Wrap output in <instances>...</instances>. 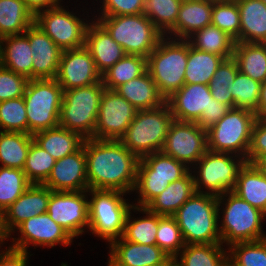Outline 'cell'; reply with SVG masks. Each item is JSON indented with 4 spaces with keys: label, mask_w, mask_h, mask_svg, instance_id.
<instances>
[{
    "label": "cell",
    "mask_w": 266,
    "mask_h": 266,
    "mask_svg": "<svg viewBox=\"0 0 266 266\" xmlns=\"http://www.w3.org/2000/svg\"><path fill=\"white\" fill-rule=\"evenodd\" d=\"M83 147L88 190L133 191L139 158L120 140L88 138Z\"/></svg>",
    "instance_id": "cell-1"
},
{
    "label": "cell",
    "mask_w": 266,
    "mask_h": 266,
    "mask_svg": "<svg viewBox=\"0 0 266 266\" xmlns=\"http://www.w3.org/2000/svg\"><path fill=\"white\" fill-rule=\"evenodd\" d=\"M173 217L185 245L221 244L217 196L195 192Z\"/></svg>",
    "instance_id": "cell-2"
},
{
    "label": "cell",
    "mask_w": 266,
    "mask_h": 266,
    "mask_svg": "<svg viewBox=\"0 0 266 266\" xmlns=\"http://www.w3.org/2000/svg\"><path fill=\"white\" fill-rule=\"evenodd\" d=\"M217 198L219 213L223 208L221 210L223 220H219L222 245L231 246L239 242L258 241L266 238L261 224L265 218L263 212L251 206L232 191L219 195ZM221 204H224L225 208Z\"/></svg>",
    "instance_id": "cell-3"
},
{
    "label": "cell",
    "mask_w": 266,
    "mask_h": 266,
    "mask_svg": "<svg viewBox=\"0 0 266 266\" xmlns=\"http://www.w3.org/2000/svg\"><path fill=\"white\" fill-rule=\"evenodd\" d=\"M187 60L188 41L165 36L147 57V71L165 100L185 84Z\"/></svg>",
    "instance_id": "cell-4"
},
{
    "label": "cell",
    "mask_w": 266,
    "mask_h": 266,
    "mask_svg": "<svg viewBox=\"0 0 266 266\" xmlns=\"http://www.w3.org/2000/svg\"><path fill=\"white\" fill-rule=\"evenodd\" d=\"M174 120L167 103L155 109L138 110L119 140L139 159L160 152Z\"/></svg>",
    "instance_id": "cell-5"
},
{
    "label": "cell",
    "mask_w": 266,
    "mask_h": 266,
    "mask_svg": "<svg viewBox=\"0 0 266 266\" xmlns=\"http://www.w3.org/2000/svg\"><path fill=\"white\" fill-rule=\"evenodd\" d=\"M97 22L122 46L125 54L145 58L155 49L164 34L145 14L99 16Z\"/></svg>",
    "instance_id": "cell-6"
},
{
    "label": "cell",
    "mask_w": 266,
    "mask_h": 266,
    "mask_svg": "<svg viewBox=\"0 0 266 266\" xmlns=\"http://www.w3.org/2000/svg\"><path fill=\"white\" fill-rule=\"evenodd\" d=\"M189 171L190 168L184 163L164 154L162 151L140 158L133 189V192L136 191L139 194V198L137 204L133 205L146 207L171 182L183 178Z\"/></svg>",
    "instance_id": "cell-7"
},
{
    "label": "cell",
    "mask_w": 266,
    "mask_h": 266,
    "mask_svg": "<svg viewBox=\"0 0 266 266\" xmlns=\"http://www.w3.org/2000/svg\"><path fill=\"white\" fill-rule=\"evenodd\" d=\"M106 88L102 80L88 86L65 90L59 126L78 132L83 138H93L101 97Z\"/></svg>",
    "instance_id": "cell-8"
},
{
    "label": "cell",
    "mask_w": 266,
    "mask_h": 266,
    "mask_svg": "<svg viewBox=\"0 0 266 266\" xmlns=\"http://www.w3.org/2000/svg\"><path fill=\"white\" fill-rule=\"evenodd\" d=\"M63 88L56 79H30L25 94L28 134L59 126Z\"/></svg>",
    "instance_id": "cell-9"
},
{
    "label": "cell",
    "mask_w": 266,
    "mask_h": 266,
    "mask_svg": "<svg viewBox=\"0 0 266 266\" xmlns=\"http://www.w3.org/2000/svg\"><path fill=\"white\" fill-rule=\"evenodd\" d=\"M89 230L109 244L123 235L125 220L133 204L123 198L126 193L116 190H88Z\"/></svg>",
    "instance_id": "cell-10"
},
{
    "label": "cell",
    "mask_w": 266,
    "mask_h": 266,
    "mask_svg": "<svg viewBox=\"0 0 266 266\" xmlns=\"http://www.w3.org/2000/svg\"><path fill=\"white\" fill-rule=\"evenodd\" d=\"M255 113L231 108L214 126L207 130L208 150L232 153L247 159Z\"/></svg>",
    "instance_id": "cell-11"
},
{
    "label": "cell",
    "mask_w": 266,
    "mask_h": 266,
    "mask_svg": "<svg viewBox=\"0 0 266 266\" xmlns=\"http://www.w3.org/2000/svg\"><path fill=\"white\" fill-rule=\"evenodd\" d=\"M245 163L246 159L241 156L208 150L195 164V168L192 167L198 170L197 177L192 175L196 192L219 196L233 191L239 171ZM202 187L207 191H203Z\"/></svg>",
    "instance_id": "cell-12"
},
{
    "label": "cell",
    "mask_w": 266,
    "mask_h": 266,
    "mask_svg": "<svg viewBox=\"0 0 266 266\" xmlns=\"http://www.w3.org/2000/svg\"><path fill=\"white\" fill-rule=\"evenodd\" d=\"M86 22L61 5L40 11L34 18V23L62 51L85 46L86 30L90 24Z\"/></svg>",
    "instance_id": "cell-13"
},
{
    "label": "cell",
    "mask_w": 266,
    "mask_h": 266,
    "mask_svg": "<svg viewBox=\"0 0 266 266\" xmlns=\"http://www.w3.org/2000/svg\"><path fill=\"white\" fill-rule=\"evenodd\" d=\"M88 190L52 191L48 202L47 213L73 239L89 229Z\"/></svg>",
    "instance_id": "cell-14"
},
{
    "label": "cell",
    "mask_w": 266,
    "mask_h": 266,
    "mask_svg": "<svg viewBox=\"0 0 266 266\" xmlns=\"http://www.w3.org/2000/svg\"><path fill=\"white\" fill-rule=\"evenodd\" d=\"M208 151L207 131L196 122L174 120L166 136L162 152L184 163L195 165Z\"/></svg>",
    "instance_id": "cell-15"
},
{
    "label": "cell",
    "mask_w": 266,
    "mask_h": 266,
    "mask_svg": "<svg viewBox=\"0 0 266 266\" xmlns=\"http://www.w3.org/2000/svg\"><path fill=\"white\" fill-rule=\"evenodd\" d=\"M136 113L137 109L115 90L105 89L99 105L93 138L119 140Z\"/></svg>",
    "instance_id": "cell-16"
},
{
    "label": "cell",
    "mask_w": 266,
    "mask_h": 266,
    "mask_svg": "<svg viewBox=\"0 0 266 266\" xmlns=\"http://www.w3.org/2000/svg\"><path fill=\"white\" fill-rule=\"evenodd\" d=\"M20 232V237L12 238L14 249L27 251L29 245L54 247L56 244L71 245L73 238L53 221L49 214L43 213L21 223L15 231Z\"/></svg>",
    "instance_id": "cell-17"
},
{
    "label": "cell",
    "mask_w": 266,
    "mask_h": 266,
    "mask_svg": "<svg viewBox=\"0 0 266 266\" xmlns=\"http://www.w3.org/2000/svg\"><path fill=\"white\" fill-rule=\"evenodd\" d=\"M56 80L65 91L98 83L101 81V74L84 46L62 51Z\"/></svg>",
    "instance_id": "cell-18"
},
{
    "label": "cell",
    "mask_w": 266,
    "mask_h": 266,
    "mask_svg": "<svg viewBox=\"0 0 266 266\" xmlns=\"http://www.w3.org/2000/svg\"><path fill=\"white\" fill-rule=\"evenodd\" d=\"M43 185L51 191L88 190L86 155L83 145L76 152L57 160Z\"/></svg>",
    "instance_id": "cell-19"
},
{
    "label": "cell",
    "mask_w": 266,
    "mask_h": 266,
    "mask_svg": "<svg viewBox=\"0 0 266 266\" xmlns=\"http://www.w3.org/2000/svg\"><path fill=\"white\" fill-rule=\"evenodd\" d=\"M109 246L108 266H168L173 261L157 245L133 243L121 237Z\"/></svg>",
    "instance_id": "cell-20"
},
{
    "label": "cell",
    "mask_w": 266,
    "mask_h": 266,
    "mask_svg": "<svg viewBox=\"0 0 266 266\" xmlns=\"http://www.w3.org/2000/svg\"><path fill=\"white\" fill-rule=\"evenodd\" d=\"M51 190L43 184H31L3 212V227L8 237L24 221L47 212Z\"/></svg>",
    "instance_id": "cell-21"
},
{
    "label": "cell",
    "mask_w": 266,
    "mask_h": 266,
    "mask_svg": "<svg viewBox=\"0 0 266 266\" xmlns=\"http://www.w3.org/2000/svg\"><path fill=\"white\" fill-rule=\"evenodd\" d=\"M24 34L32 50V79H56L62 50L33 23Z\"/></svg>",
    "instance_id": "cell-22"
},
{
    "label": "cell",
    "mask_w": 266,
    "mask_h": 266,
    "mask_svg": "<svg viewBox=\"0 0 266 266\" xmlns=\"http://www.w3.org/2000/svg\"><path fill=\"white\" fill-rule=\"evenodd\" d=\"M213 99L208 85L184 84L166 103L175 120L196 122Z\"/></svg>",
    "instance_id": "cell-23"
},
{
    "label": "cell",
    "mask_w": 266,
    "mask_h": 266,
    "mask_svg": "<svg viewBox=\"0 0 266 266\" xmlns=\"http://www.w3.org/2000/svg\"><path fill=\"white\" fill-rule=\"evenodd\" d=\"M85 47L101 75L125 56L122 46L96 20L90 22L86 30Z\"/></svg>",
    "instance_id": "cell-24"
},
{
    "label": "cell",
    "mask_w": 266,
    "mask_h": 266,
    "mask_svg": "<svg viewBox=\"0 0 266 266\" xmlns=\"http://www.w3.org/2000/svg\"><path fill=\"white\" fill-rule=\"evenodd\" d=\"M212 9L211 1L183 0L175 26L167 33L170 36L165 37L186 40L195 31L211 25Z\"/></svg>",
    "instance_id": "cell-25"
},
{
    "label": "cell",
    "mask_w": 266,
    "mask_h": 266,
    "mask_svg": "<svg viewBox=\"0 0 266 266\" xmlns=\"http://www.w3.org/2000/svg\"><path fill=\"white\" fill-rule=\"evenodd\" d=\"M115 91L131 103L137 111L155 109L166 103L148 71L118 86Z\"/></svg>",
    "instance_id": "cell-26"
},
{
    "label": "cell",
    "mask_w": 266,
    "mask_h": 266,
    "mask_svg": "<svg viewBox=\"0 0 266 266\" xmlns=\"http://www.w3.org/2000/svg\"><path fill=\"white\" fill-rule=\"evenodd\" d=\"M191 172V173H190ZM192 168L183 177L171 182L145 208L162 216H173L178 209L196 192Z\"/></svg>",
    "instance_id": "cell-27"
},
{
    "label": "cell",
    "mask_w": 266,
    "mask_h": 266,
    "mask_svg": "<svg viewBox=\"0 0 266 266\" xmlns=\"http://www.w3.org/2000/svg\"><path fill=\"white\" fill-rule=\"evenodd\" d=\"M240 12V42L266 43V4L262 0H235Z\"/></svg>",
    "instance_id": "cell-28"
},
{
    "label": "cell",
    "mask_w": 266,
    "mask_h": 266,
    "mask_svg": "<svg viewBox=\"0 0 266 266\" xmlns=\"http://www.w3.org/2000/svg\"><path fill=\"white\" fill-rule=\"evenodd\" d=\"M241 199L265 214L266 176L255 166L245 163L240 169L233 191Z\"/></svg>",
    "instance_id": "cell-29"
},
{
    "label": "cell",
    "mask_w": 266,
    "mask_h": 266,
    "mask_svg": "<svg viewBox=\"0 0 266 266\" xmlns=\"http://www.w3.org/2000/svg\"><path fill=\"white\" fill-rule=\"evenodd\" d=\"M32 50L28 37L23 34L3 37L0 65L32 79Z\"/></svg>",
    "instance_id": "cell-30"
},
{
    "label": "cell",
    "mask_w": 266,
    "mask_h": 266,
    "mask_svg": "<svg viewBox=\"0 0 266 266\" xmlns=\"http://www.w3.org/2000/svg\"><path fill=\"white\" fill-rule=\"evenodd\" d=\"M33 139L56 161L76 152L85 140L78 132L60 126L35 133Z\"/></svg>",
    "instance_id": "cell-31"
},
{
    "label": "cell",
    "mask_w": 266,
    "mask_h": 266,
    "mask_svg": "<svg viewBox=\"0 0 266 266\" xmlns=\"http://www.w3.org/2000/svg\"><path fill=\"white\" fill-rule=\"evenodd\" d=\"M233 58L241 73L260 83L266 81V43L235 42Z\"/></svg>",
    "instance_id": "cell-32"
},
{
    "label": "cell",
    "mask_w": 266,
    "mask_h": 266,
    "mask_svg": "<svg viewBox=\"0 0 266 266\" xmlns=\"http://www.w3.org/2000/svg\"><path fill=\"white\" fill-rule=\"evenodd\" d=\"M131 210L143 212L146 216L141 219L138 217L133 219ZM162 217V215L153 213L145 207L133 205L125 220L122 238L133 243L156 245L158 223Z\"/></svg>",
    "instance_id": "cell-33"
},
{
    "label": "cell",
    "mask_w": 266,
    "mask_h": 266,
    "mask_svg": "<svg viewBox=\"0 0 266 266\" xmlns=\"http://www.w3.org/2000/svg\"><path fill=\"white\" fill-rule=\"evenodd\" d=\"M223 246L222 244L185 245L173 261L177 266H226L228 251Z\"/></svg>",
    "instance_id": "cell-34"
},
{
    "label": "cell",
    "mask_w": 266,
    "mask_h": 266,
    "mask_svg": "<svg viewBox=\"0 0 266 266\" xmlns=\"http://www.w3.org/2000/svg\"><path fill=\"white\" fill-rule=\"evenodd\" d=\"M224 58L214 53L198 50L188 42V60L185 68V84L208 85Z\"/></svg>",
    "instance_id": "cell-35"
},
{
    "label": "cell",
    "mask_w": 266,
    "mask_h": 266,
    "mask_svg": "<svg viewBox=\"0 0 266 266\" xmlns=\"http://www.w3.org/2000/svg\"><path fill=\"white\" fill-rule=\"evenodd\" d=\"M33 140L28 133L0 130L1 166L23 170Z\"/></svg>",
    "instance_id": "cell-36"
},
{
    "label": "cell",
    "mask_w": 266,
    "mask_h": 266,
    "mask_svg": "<svg viewBox=\"0 0 266 266\" xmlns=\"http://www.w3.org/2000/svg\"><path fill=\"white\" fill-rule=\"evenodd\" d=\"M34 18L24 0H0L2 37L23 34L34 23Z\"/></svg>",
    "instance_id": "cell-37"
},
{
    "label": "cell",
    "mask_w": 266,
    "mask_h": 266,
    "mask_svg": "<svg viewBox=\"0 0 266 266\" xmlns=\"http://www.w3.org/2000/svg\"><path fill=\"white\" fill-rule=\"evenodd\" d=\"M186 40L198 50L217 54L224 59L233 57L235 40L212 24L195 31Z\"/></svg>",
    "instance_id": "cell-38"
},
{
    "label": "cell",
    "mask_w": 266,
    "mask_h": 266,
    "mask_svg": "<svg viewBox=\"0 0 266 266\" xmlns=\"http://www.w3.org/2000/svg\"><path fill=\"white\" fill-rule=\"evenodd\" d=\"M147 71V58L140 55L125 54L111 68L101 75L102 83L108 90L135 79Z\"/></svg>",
    "instance_id": "cell-39"
},
{
    "label": "cell",
    "mask_w": 266,
    "mask_h": 266,
    "mask_svg": "<svg viewBox=\"0 0 266 266\" xmlns=\"http://www.w3.org/2000/svg\"><path fill=\"white\" fill-rule=\"evenodd\" d=\"M238 72L239 68L233 57L224 59L208 84L212 97L231 108H233L232 83Z\"/></svg>",
    "instance_id": "cell-40"
},
{
    "label": "cell",
    "mask_w": 266,
    "mask_h": 266,
    "mask_svg": "<svg viewBox=\"0 0 266 266\" xmlns=\"http://www.w3.org/2000/svg\"><path fill=\"white\" fill-rule=\"evenodd\" d=\"M183 0H145L143 14L164 34L175 26Z\"/></svg>",
    "instance_id": "cell-41"
},
{
    "label": "cell",
    "mask_w": 266,
    "mask_h": 266,
    "mask_svg": "<svg viewBox=\"0 0 266 266\" xmlns=\"http://www.w3.org/2000/svg\"><path fill=\"white\" fill-rule=\"evenodd\" d=\"M30 185L22 169L0 166V211H6Z\"/></svg>",
    "instance_id": "cell-42"
},
{
    "label": "cell",
    "mask_w": 266,
    "mask_h": 266,
    "mask_svg": "<svg viewBox=\"0 0 266 266\" xmlns=\"http://www.w3.org/2000/svg\"><path fill=\"white\" fill-rule=\"evenodd\" d=\"M55 162L56 160L33 140L23 167L27 180L31 184H43Z\"/></svg>",
    "instance_id": "cell-43"
},
{
    "label": "cell",
    "mask_w": 266,
    "mask_h": 266,
    "mask_svg": "<svg viewBox=\"0 0 266 266\" xmlns=\"http://www.w3.org/2000/svg\"><path fill=\"white\" fill-rule=\"evenodd\" d=\"M228 263L231 266H266V238L232 244L228 247Z\"/></svg>",
    "instance_id": "cell-44"
},
{
    "label": "cell",
    "mask_w": 266,
    "mask_h": 266,
    "mask_svg": "<svg viewBox=\"0 0 266 266\" xmlns=\"http://www.w3.org/2000/svg\"><path fill=\"white\" fill-rule=\"evenodd\" d=\"M261 84L239 71L232 83L233 108L245 109L256 113Z\"/></svg>",
    "instance_id": "cell-45"
},
{
    "label": "cell",
    "mask_w": 266,
    "mask_h": 266,
    "mask_svg": "<svg viewBox=\"0 0 266 266\" xmlns=\"http://www.w3.org/2000/svg\"><path fill=\"white\" fill-rule=\"evenodd\" d=\"M211 24L240 42V12L235 0L213 2Z\"/></svg>",
    "instance_id": "cell-46"
},
{
    "label": "cell",
    "mask_w": 266,
    "mask_h": 266,
    "mask_svg": "<svg viewBox=\"0 0 266 266\" xmlns=\"http://www.w3.org/2000/svg\"><path fill=\"white\" fill-rule=\"evenodd\" d=\"M0 129L28 133V119L24 97L0 102Z\"/></svg>",
    "instance_id": "cell-47"
},
{
    "label": "cell",
    "mask_w": 266,
    "mask_h": 266,
    "mask_svg": "<svg viewBox=\"0 0 266 266\" xmlns=\"http://www.w3.org/2000/svg\"><path fill=\"white\" fill-rule=\"evenodd\" d=\"M156 245L173 260L184 248L180 228L173 216H163L158 223Z\"/></svg>",
    "instance_id": "cell-48"
},
{
    "label": "cell",
    "mask_w": 266,
    "mask_h": 266,
    "mask_svg": "<svg viewBox=\"0 0 266 266\" xmlns=\"http://www.w3.org/2000/svg\"><path fill=\"white\" fill-rule=\"evenodd\" d=\"M29 79L0 65V102L23 97Z\"/></svg>",
    "instance_id": "cell-49"
},
{
    "label": "cell",
    "mask_w": 266,
    "mask_h": 266,
    "mask_svg": "<svg viewBox=\"0 0 266 266\" xmlns=\"http://www.w3.org/2000/svg\"><path fill=\"white\" fill-rule=\"evenodd\" d=\"M145 0H102L101 14L98 16H122L143 13Z\"/></svg>",
    "instance_id": "cell-50"
},
{
    "label": "cell",
    "mask_w": 266,
    "mask_h": 266,
    "mask_svg": "<svg viewBox=\"0 0 266 266\" xmlns=\"http://www.w3.org/2000/svg\"><path fill=\"white\" fill-rule=\"evenodd\" d=\"M266 155V119H256L251 135V143L246 162L254 164L259 158Z\"/></svg>",
    "instance_id": "cell-51"
},
{
    "label": "cell",
    "mask_w": 266,
    "mask_h": 266,
    "mask_svg": "<svg viewBox=\"0 0 266 266\" xmlns=\"http://www.w3.org/2000/svg\"><path fill=\"white\" fill-rule=\"evenodd\" d=\"M231 107L227 104L217 101L215 98L211 99V103L207 110H204L196 123L204 130H209L214 126Z\"/></svg>",
    "instance_id": "cell-52"
},
{
    "label": "cell",
    "mask_w": 266,
    "mask_h": 266,
    "mask_svg": "<svg viewBox=\"0 0 266 266\" xmlns=\"http://www.w3.org/2000/svg\"><path fill=\"white\" fill-rule=\"evenodd\" d=\"M8 248V249H7ZM0 252V266H27L29 260L28 251L7 247Z\"/></svg>",
    "instance_id": "cell-53"
},
{
    "label": "cell",
    "mask_w": 266,
    "mask_h": 266,
    "mask_svg": "<svg viewBox=\"0 0 266 266\" xmlns=\"http://www.w3.org/2000/svg\"><path fill=\"white\" fill-rule=\"evenodd\" d=\"M62 0H24L27 8L35 16L38 12L59 6Z\"/></svg>",
    "instance_id": "cell-54"
},
{
    "label": "cell",
    "mask_w": 266,
    "mask_h": 266,
    "mask_svg": "<svg viewBox=\"0 0 266 266\" xmlns=\"http://www.w3.org/2000/svg\"><path fill=\"white\" fill-rule=\"evenodd\" d=\"M255 115L257 119H266V81L261 84L259 103Z\"/></svg>",
    "instance_id": "cell-55"
},
{
    "label": "cell",
    "mask_w": 266,
    "mask_h": 266,
    "mask_svg": "<svg viewBox=\"0 0 266 266\" xmlns=\"http://www.w3.org/2000/svg\"><path fill=\"white\" fill-rule=\"evenodd\" d=\"M254 164L266 176V155L259 158Z\"/></svg>",
    "instance_id": "cell-56"
},
{
    "label": "cell",
    "mask_w": 266,
    "mask_h": 266,
    "mask_svg": "<svg viewBox=\"0 0 266 266\" xmlns=\"http://www.w3.org/2000/svg\"><path fill=\"white\" fill-rule=\"evenodd\" d=\"M9 238L3 227V213L0 211V246L2 243Z\"/></svg>",
    "instance_id": "cell-57"
},
{
    "label": "cell",
    "mask_w": 266,
    "mask_h": 266,
    "mask_svg": "<svg viewBox=\"0 0 266 266\" xmlns=\"http://www.w3.org/2000/svg\"><path fill=\"white\" fill-rule=\"evenodd\" d=\"M2 49H3V37L0 35V62L2 58Z\"/></svg>",
    "instance_id": "cell-58"
},
{
    "label": "cell",
    "mask_w": 266,
    "mask_h": 266,
    "mask_svg": "<svg viewBox=\"0 0 266 266\" xmlns=\"http://www.w3.org/2000/svg\"><path fill=\"white\" fill-rule=\"evenodd\" d=\"M204 1H211V2H224V1H228V0H204Z\"/></svg>",
    "instance_id": "cell-59"
},
{
    "label": "cell",
    "mask_w": 266,
    "mask_h": 266,
    "mask_svg": "<svg viewBox=\"0 0 266 266\" xmlns=\"http://www.w3.org/2000/svg\"><path fill=\"white\" fill-rule=\"evenodd\" d=\"M168 266H177L174 261H172Z\"/></svg>",
    "instance_id": "cell-60"
}]
</instances>
